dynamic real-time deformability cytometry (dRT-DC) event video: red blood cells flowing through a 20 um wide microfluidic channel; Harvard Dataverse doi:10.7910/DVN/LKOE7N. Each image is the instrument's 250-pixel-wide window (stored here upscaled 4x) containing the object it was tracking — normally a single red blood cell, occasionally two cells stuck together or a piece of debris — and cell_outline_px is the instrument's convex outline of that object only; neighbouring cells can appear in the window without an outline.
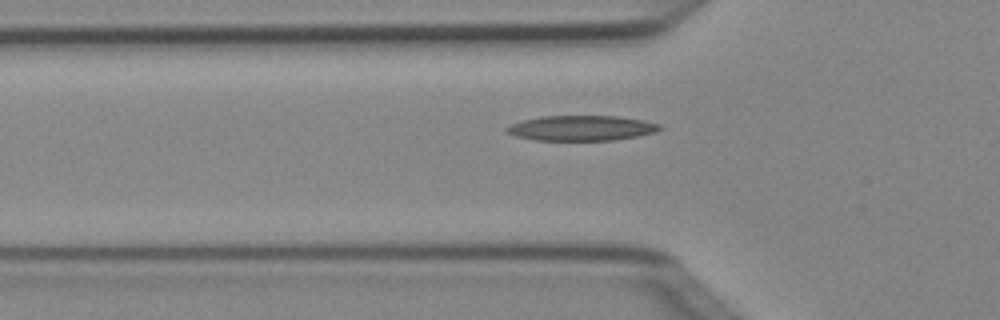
{"species": "Egyptian fruit bat (a non-hibernating species)", "species_latin": "Rousettus aegyptiacus", "temperature_condition": "cold", "stored_images_in_passage": 4, "camera_frame_rate_fps": 3000, "um_per_image_px": 0.085, "animal": {"sex": "female"}, "frame": {"image": 1, "passage_image": 4, "time_ms": 1.0, "image_size_px": [1000, 320], "cell_outline_px": [[664, 128], [656, 132], [616, 140], [536, 140], [516, 136], [504, 132], [504, 128], [512, 124], [524, 120], [540, 116], [616, 116], [644, 120], [660, 124]], "centroid_in_image_um": [49.43, 10.88], "position_along_channel_um": 76.4, "area_um2": 22.48}}